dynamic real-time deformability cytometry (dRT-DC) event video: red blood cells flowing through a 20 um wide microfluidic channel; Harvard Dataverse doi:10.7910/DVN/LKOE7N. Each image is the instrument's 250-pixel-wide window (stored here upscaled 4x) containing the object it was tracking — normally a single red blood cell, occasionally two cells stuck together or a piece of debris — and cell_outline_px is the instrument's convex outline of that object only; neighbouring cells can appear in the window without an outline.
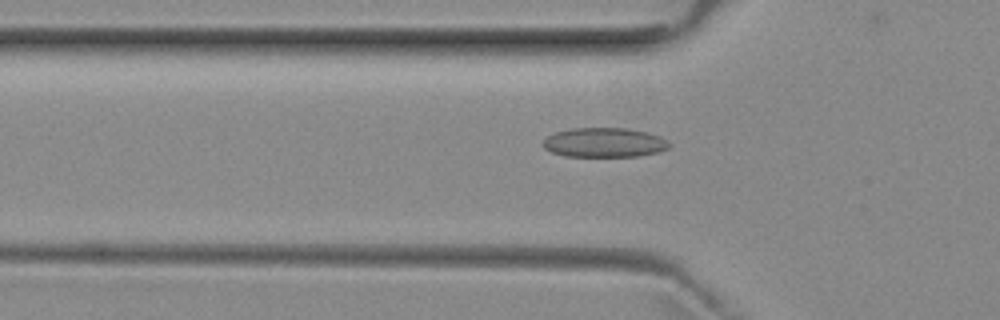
{"species": "common noctule bat (a hibernating species)", "species_latin": "Nyctalus noctula", "temperature_condition": "room temperature", "stored_images_in_passage": 52, "camera_frame_rate_fps": 3000, "um_per_image_px": 0.085, "animal": {"sex": "female", "body_mass_g": 29.2, "forearm_length_mm": 56.3}, "frame": {"image": 1, "passage_image": 17, "time_ms": 5.333, "image_size_px": [1000, 320], "cell_outline_px": [[672, 144], [668, 148], [656, 152], [640, 156], [564, 156], [552, 152], [544, 148], [544, 140], [548, 136], [556, 132], [572, 128], [628, 128], [648, 132], [660, 136], [668, 140]], "centroid_in_image_um": [51.41, 12.11], "position_along_channel_um": 74.4, "area_um2": 21.68}}
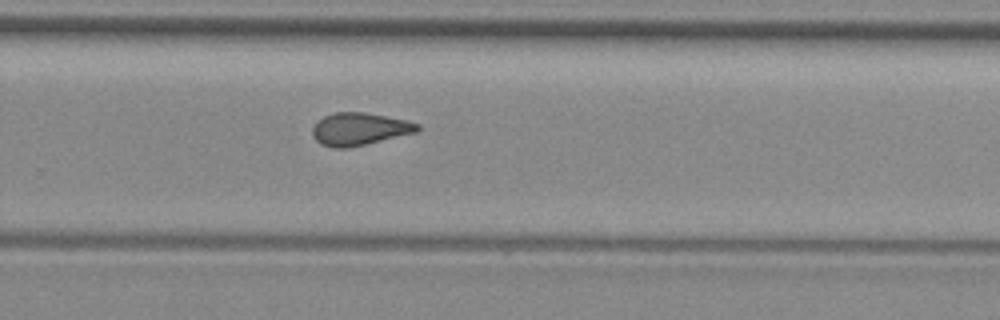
{"frame": {"image": 2, "passage_image": 34, "time_ms": 11.0, "image_size_px": [1000, 320], "cell_outline_px": [[420, 132], [348, 148], [332, 148], [320, 144], [312, 136], [312, 128], [324, 116], [336, 112], [364, 112], [408, 120], [420, 124]], "centroid_in_image_um": [30.6, 10.98], "position_along_channel_um": 299.2, "area_um2": 20.11}}
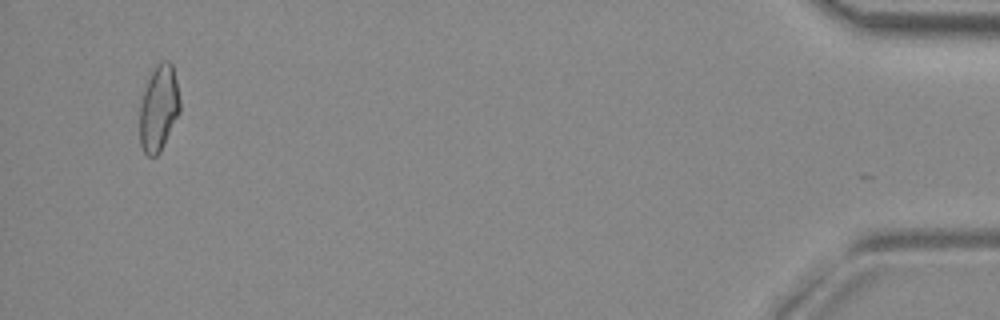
{"frame": {"image": 3, "passage_image": 50, "time_ms": 16.333, "image_size_px": [1000, 320], "cell_outline_px": [[180, 112], [160, 152], [156, 156], [148, 156], [144, 152], [140, 144], [140, 104], [152, 68], [160, 60], [168, 60], [172, 64], [176, 80], [180, 100]], "centroid_in_image_um": [13.5, 9.18], "position_along_channel_um": 421.7, "area_um2": 20.17}, "authors_computed_cell_mechanics": {"area_um2": 20.1144, "velocity_mm_per_s": 3.96, "shape_relaxation_time_tau1_ms": null, "shape_relaxation_time_tau2_ms": 3.2127, "deformation_change_tau1": null, "deformation_change_tau2": 0.101}}